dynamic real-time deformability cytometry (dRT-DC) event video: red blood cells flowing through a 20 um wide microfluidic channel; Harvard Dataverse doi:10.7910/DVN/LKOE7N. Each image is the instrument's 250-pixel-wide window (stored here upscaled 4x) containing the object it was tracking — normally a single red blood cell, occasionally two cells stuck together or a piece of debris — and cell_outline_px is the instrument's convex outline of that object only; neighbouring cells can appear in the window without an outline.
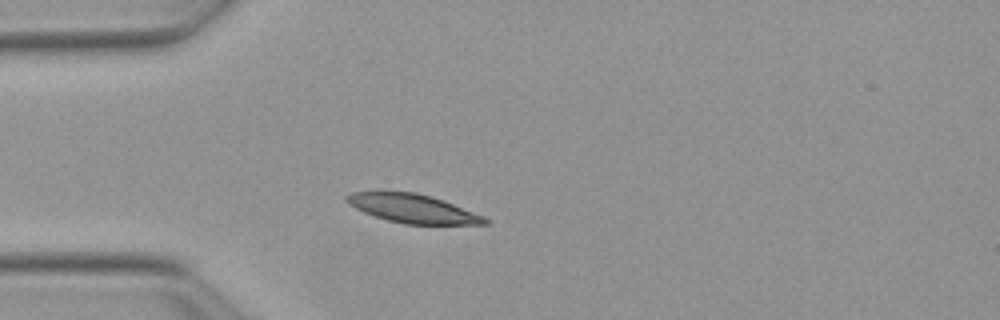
{"species": "Egyptian fruit bat (a non-hibernating species)", "species_latin": "Rousettus aegyptiacus", "temperature_condition": "warm", "stored_images_in_passage": 15, "camera_frame_rate_fps": 3000, "um_per_image_px": 0.085, "animal": {"sex": "female"}, "frame": {"image": 1, "passage_image": 1, "time_ms": 0.0, "image_size_px": [1000, 320], "cell_outline_px": [[492, 220], [488, 224], [404, 224], [388, 220], [364, 212], [348, 204], [344, 200], [344, 196], [352, 192], [416, 192], [444, 200], [484, 216]], "centroid_in_image_um": [35.11, 17.73], "position_along_channel_um": 49.9, "area_um2": 23.0}}
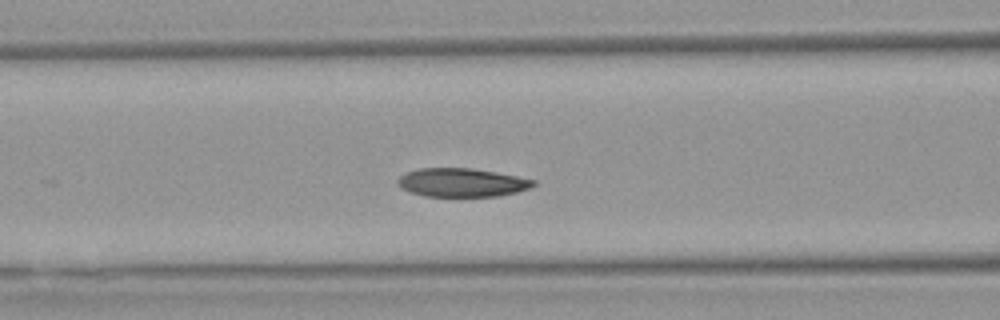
{"frame": {"image": 2, "passage_image": 8, "time_ms": 2.333, "image_size_px": [1000, 320], "cell_outline_px": [[536, 184], [528, 188], [516, 192], [496, 196], [424, 196], [400, 188], [396, 184], [396, 180], [400, 176], [408, 172], [420, 168], [472, 168], [496, 172], [536, 180]], "centroid_in_image_um": [39.23, 15.51], "position_along_channel_um": 127.4, "area_um2": 22.48}}
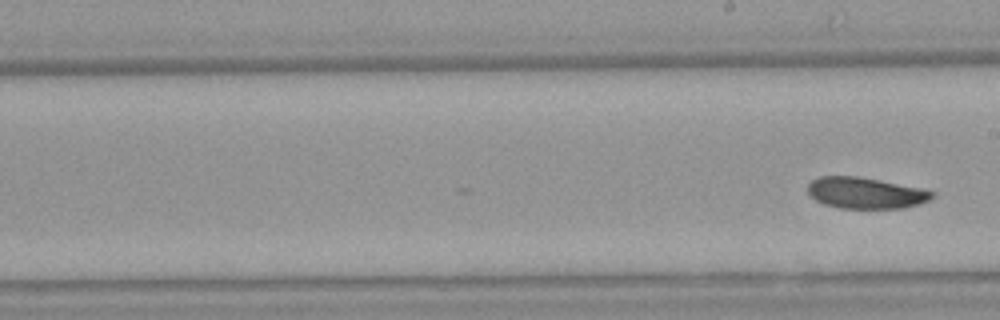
{"frame": {"image": 3, "passage_image": 15, "time_ms": 4.667, "image_size_px": [1000, 320], "cell_outline_px": [[936, 192], [928, 200], [920, 204], [904, 208], [840, 208], [824, 204], [816, 200], [808, 192], [808, 184], [812, 180], [820, 176], [860, 176], [924, 188]], "centroid_in_image_um": [73.6, 16.39], "position_along_channel_um": 215.4, "area_um2": 22.77}}